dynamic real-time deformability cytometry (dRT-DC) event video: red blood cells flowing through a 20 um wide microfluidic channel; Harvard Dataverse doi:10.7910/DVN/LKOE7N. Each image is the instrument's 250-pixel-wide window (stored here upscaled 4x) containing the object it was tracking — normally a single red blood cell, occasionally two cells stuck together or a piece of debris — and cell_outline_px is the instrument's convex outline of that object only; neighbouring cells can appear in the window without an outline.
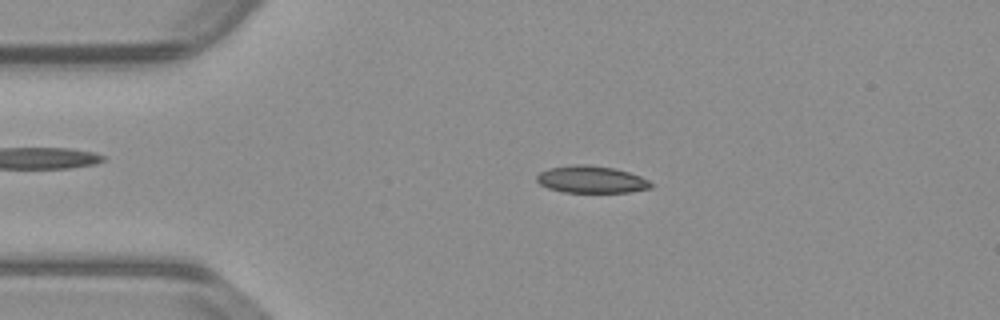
{"species": "common noctule bat (a hibernating species)", "species_latin": "Nyctalus noctula", "temperature_condition": "warm", "stored_images_in_passage": 53, "camera_frame_rate_fps": 3000, "um_per_image_px": 0.085, "animal": {"sex": "male", "body_mass_g": 23.1, "forearm_length_mm": 52.7}, "frame": {"image": 1, "passage_image": 11, "time_ms": 3.333, "image_size_px": [1000, 320], "cell_outline_px": [[652, 188], [628, 192], [564, 192], [548, 188], [540, 184], [536, 180], [536, 176], [540, 172], [548, 168], [576, 164], [588, 164], [612, 168], [628, 172], [640, 176], [648, 180], [652, 184]], "centroid_in_image_um": [50.24, 15.25], "position_along_channel_um": 34.8, "area_um2": 17.98}}
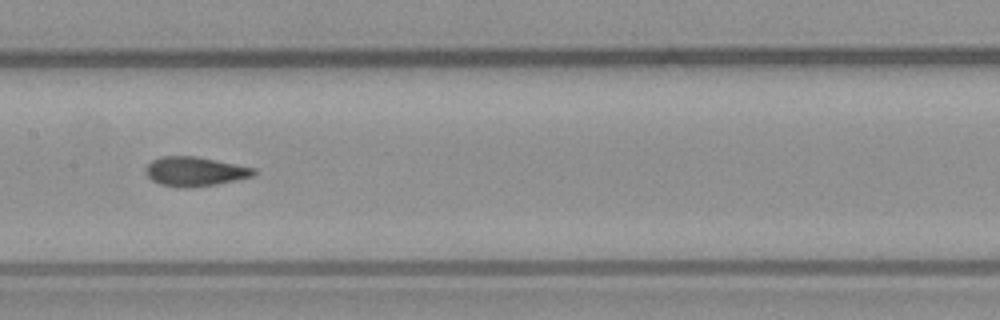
{"frame": {"image": 2, "passage_image": 26, "time_ms": 8.333, "image_size_px": [1000, 320], "cell_outline_px": [[256, 172], [252, 176], [236, 180], [216, 184], [192, 188], [180, 188], [160, 184], [152, 180], [144, 172], [144, 168], [152, 160], [160, 156], [196, 156], [256, 168]], "centroid_in_image_um": [16.53, 14.58], "position_along_channel_um": 190.9, "area_um2": 18.61}}
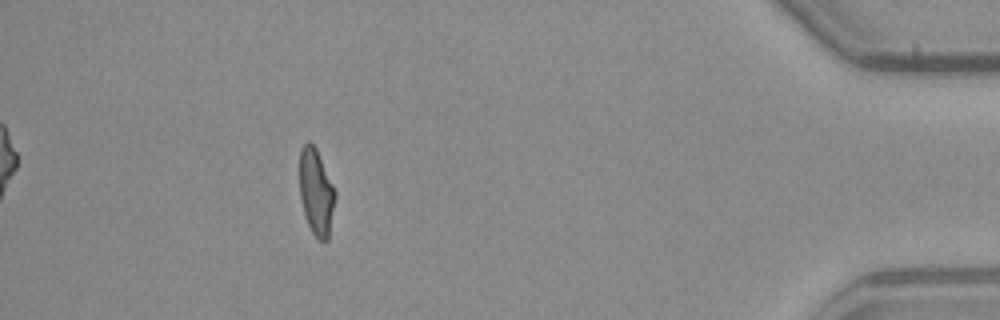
{"frame": {"image": 3, "passage_image": 48, "time_ms": 15.667, "image_size_px": [1000, 320], "cell_outline_px": [[336, 196], [328, 240], [320, 240], [312, 232], [308, 224], [304, 212], [300, 196], [300, 148], [308, 140], [316, 148], [336, 192]], "centroid_in_image_um": [26.88, 16.31], "position_along_channel_um": 408.3, "area_um2": 17.69}, "authors_computed_cell_mechanics": {"area_um2": 18.207, "velocity_mm_per_s": 3.8148, "shape_relaxation_time_tau1_ms": 5.6638, "shape_relaxation_time_tau2_ms": 1.1069, "deformation_change_tau1": 0.1929, "deformation_change_tau2": 0.0811}}